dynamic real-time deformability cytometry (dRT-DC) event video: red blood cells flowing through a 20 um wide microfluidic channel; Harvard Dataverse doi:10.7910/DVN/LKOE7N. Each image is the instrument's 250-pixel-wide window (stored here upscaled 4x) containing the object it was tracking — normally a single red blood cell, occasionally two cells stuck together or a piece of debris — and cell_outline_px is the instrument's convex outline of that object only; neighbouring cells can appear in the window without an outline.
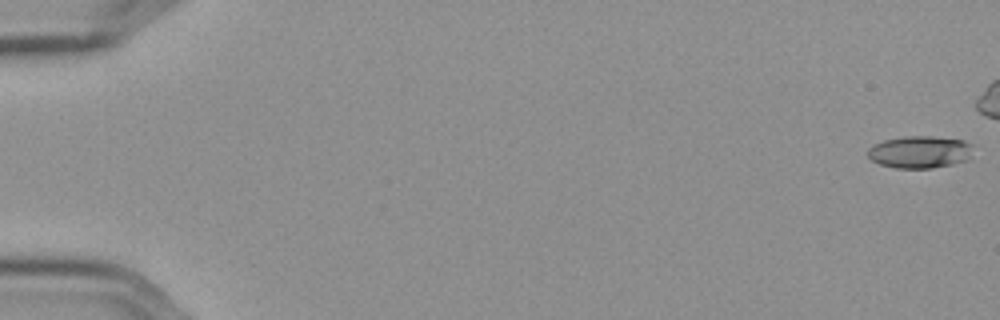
{"species": "Egyptian fruit bat (a non-hibernating species)", "species_latin": "Rousettus aegyptiacus", "temperature_condition": "cold", "stored_images_in_passage": 48, "camera_frame_rate_fps": 3000, "um_per_image_px": 0.085, "frame": {"image": 1, "passage_image": 1, "time_ms": 0.0, "image_size_px": [1000, 320], "cell_outline_px": [[972, 144], [968, 160], [952, 164], [932, 168], [896, 168], [880, 164], [872, 160], [868, 156], [868, 148], [884, 140], [904, 136], [932, 136], [964, 140]], "centroid_in_image_um": [78.19, 12.91], "position_along_channel_um": 6.8, "area_um2": 19.71}}
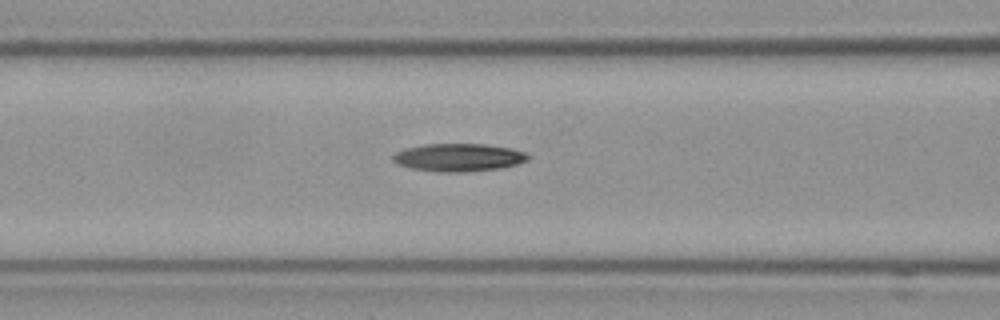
{"frame": {"image": 2, "passage_image": 25, "time_ms": 8.0, "image_size_px": [1000, 320], "cell_outline_px": [[532, 156], [528, 160], [516, 164], [500, 168], [464, 172], [444, 172], [412, 168], [400, 164], [392, 160], [392, 156], [396, 152], [404, 148], [424, 144], [484, 144], [512, 148], [524, 152]], "centroid_in_image_um": [39.01, 13.37], "position_along_channel_um": 127.6, "area_um2": 21.85}}
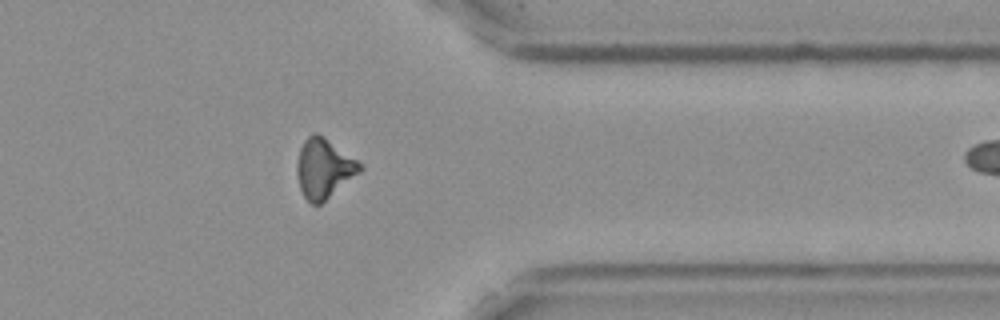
{"frame": {"image": 3, "passage_image": 47, "time_ms": 15.333, "image_size_px": [1000, 320], "cell_outline_px": [[364, 168], [360, 172], [320, 204], [312, 204], [304, 196], [300, 188], [296, 172], [296, 164], [300, 148], [304, 140], [312, 132], [316, 132], [356, 160]], "centroid_in_image_um": [27.49, 14.32], "position_along_channel_um": 383.9, "area_um2": 21.33}}